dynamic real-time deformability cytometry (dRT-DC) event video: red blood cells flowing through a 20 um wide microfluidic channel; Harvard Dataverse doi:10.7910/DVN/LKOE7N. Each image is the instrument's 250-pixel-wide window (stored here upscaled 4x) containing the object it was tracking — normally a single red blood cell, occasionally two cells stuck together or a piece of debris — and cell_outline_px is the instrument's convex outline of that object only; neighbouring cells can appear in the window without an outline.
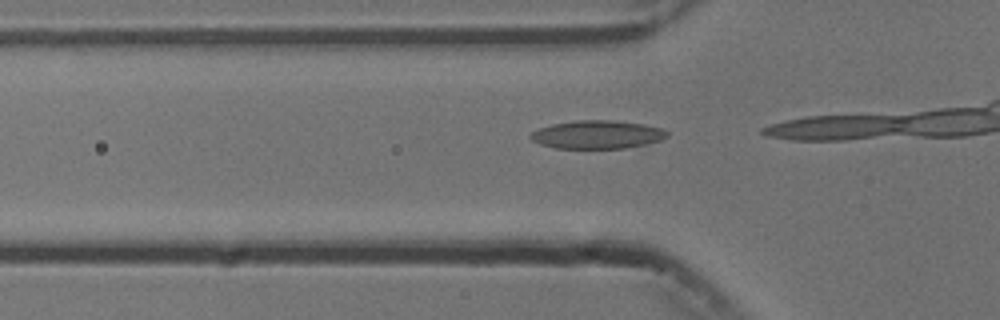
{"species": "common noctule bat (a hibernating species)", "species_latin": "Nyctalus noctula", "temperature_condition": "cold", "stored_images_in_passage": 4, "camera_frame_rate_fps": 3000, "um_per_image_px": 0.085, "animal": {"sex": "male", "body_mass_g": 13.3}, "frame": {"image": 1, "passage_image": 2, "time_ms": 0.333, "image_size_px": [1000, 320], "cell_outline_px": [[668, 136], [660, 140], [644, 144], [624, 148], [556, 148], [540, 144], [532, 140], [528, 136], [532, 132], [540, 128], [552, 124], [576, 120], [612, 120], [644, 124], [664, 128], [668, 132]], "centroid_in_image_um": [50.77, 11.43], "position_along_channel_um": 75.0, "area_um2": 22.43}}